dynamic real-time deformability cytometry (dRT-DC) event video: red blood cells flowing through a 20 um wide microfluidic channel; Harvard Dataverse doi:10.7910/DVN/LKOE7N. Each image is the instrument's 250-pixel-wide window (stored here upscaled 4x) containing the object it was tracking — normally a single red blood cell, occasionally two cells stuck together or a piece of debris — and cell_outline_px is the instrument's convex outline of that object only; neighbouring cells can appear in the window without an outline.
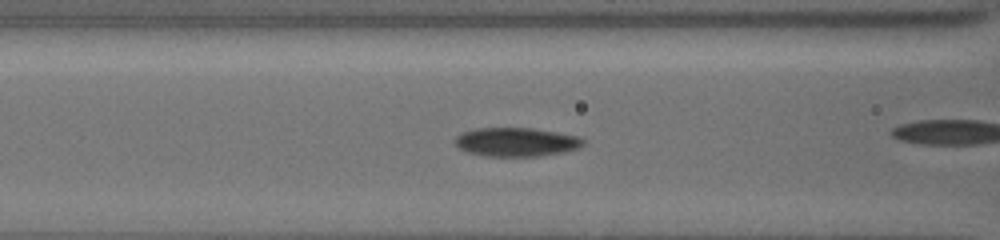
{"species": "common noctule bat (a hibernating species)", "species_latin": "Nyctalus noctula", "temperature_condition": "cold", "stored_images_in_passage": 12, "camera_frame_rate_fps": 3000, "um_per_image_px": 0.085, "animal": {"sex": "female", "body_mass_g": 19.5, "forearm_length_mm": 54.1}, "frame": {"image": 1, "passage_image": 10, "time_ms": 3.0, "image_size_px": [1000, 240], "cell_outline_px": [[584, 144], [580, 148], [564, 152], [536, 156], [480, 156], [456, 148], [456, 136], [464, 132], [476, 128], [532, 128], [580, 136], [584, 140]], "centroid_in_image_um": [43.89, 12.07], "position_along_channel_um": 122.7, "area_um2": 21.62}}